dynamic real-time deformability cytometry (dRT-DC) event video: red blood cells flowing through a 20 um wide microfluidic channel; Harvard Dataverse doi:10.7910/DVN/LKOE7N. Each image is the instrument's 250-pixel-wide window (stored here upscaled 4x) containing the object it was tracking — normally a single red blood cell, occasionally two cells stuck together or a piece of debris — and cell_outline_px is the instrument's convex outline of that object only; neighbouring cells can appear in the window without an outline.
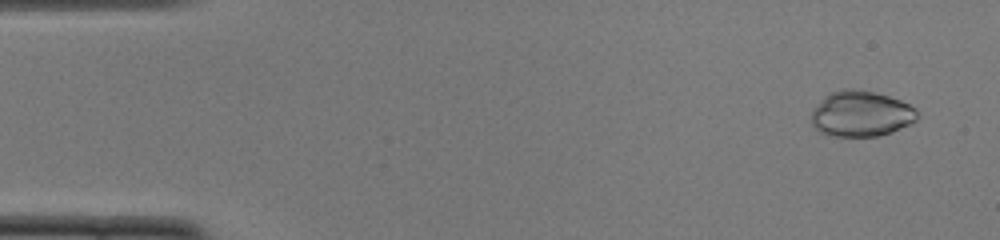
{"species": "common noctule bat (a hibernating species)", "species_latin": "Nyctalus noctula", "temperature_condition": "cold", "stored_images_in_passage": 51, "camera_frame_rate_fps": 3000, "um_per_image_px": 0.085, "animal": {"sex": "female", "body_mass_g": 22.0, "forearm_length_mm": 56.7}, "frame": {"image": 1, "passage_image": 3, "time_ms": 0.667, "image_size_px": [1000, 240], "cell_outline_px": [[920, 116], [916, 120], [892, 132], [880, 136], [828, 136], [820, 132], [812, 124], [812, 112], [824, 96], [828, 92], [844, 88], [852, 88], [872, 92], [888, 96], [900, 100], [916, 108]], "centroid_in_image_um": [73.19, 9.67], "position_along_channel_um": 11.8, "area_um2": 28.26}}
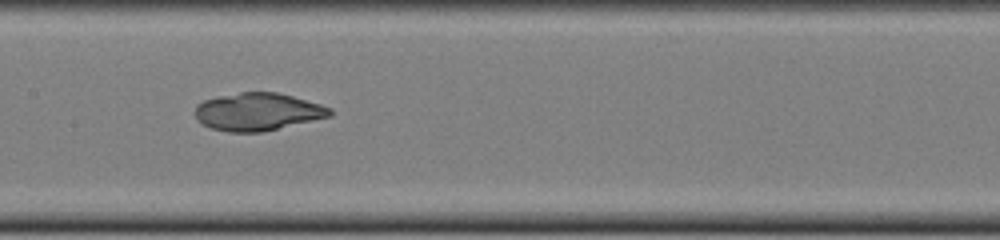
{"frame": {"image": 2, "passage_image": 25, "time_ms": 8.0, "image_size_px": [1000, 240], "cell_outline_px": [[332, 116], [264, 132], [228, 132], [212, 128], [200, 124], [196, 120], [196, 104], [204, 100], [216, 96], [240, 92], [276, 92], [292, 96], [320, 104], [332, 108]], "centroid_in_image_um": [21.9, 9.5], "position_along_channel_um": 185.5, "area_um2": 29.82}}
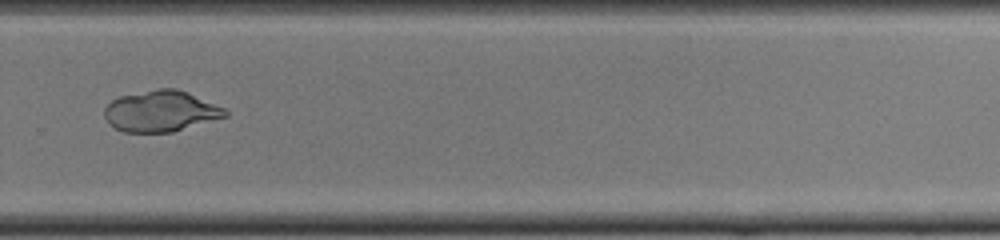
{"frame": {"image": 3, "passage_image": 35, "time_ms": 11.333, "image_size_px": [1000, 240], "cell_outline_px": [[228, 116], [172, 132], [124, 132], [108, 124], [104, 116], [104, 108], [112, 100], [120, 96], [156, 88], [176, 88], [188, 92], [224, 108], [228, 112]], "centroid_in_image_um": [13.65, 9.44], "position_along_channel_um": 316.1, "area_um2": 28.9}, "authors_computed_cell_mechanics": {"area_um2": 29.767, "velocity_mm_per_s": 3.9238, "shape_relaxation_time_tau1_ms": null, "shape_relaxation_time_tau2_ms": 1.776, "deformation_change_tau1": null, "deformation_change_tau2": 0.041}}